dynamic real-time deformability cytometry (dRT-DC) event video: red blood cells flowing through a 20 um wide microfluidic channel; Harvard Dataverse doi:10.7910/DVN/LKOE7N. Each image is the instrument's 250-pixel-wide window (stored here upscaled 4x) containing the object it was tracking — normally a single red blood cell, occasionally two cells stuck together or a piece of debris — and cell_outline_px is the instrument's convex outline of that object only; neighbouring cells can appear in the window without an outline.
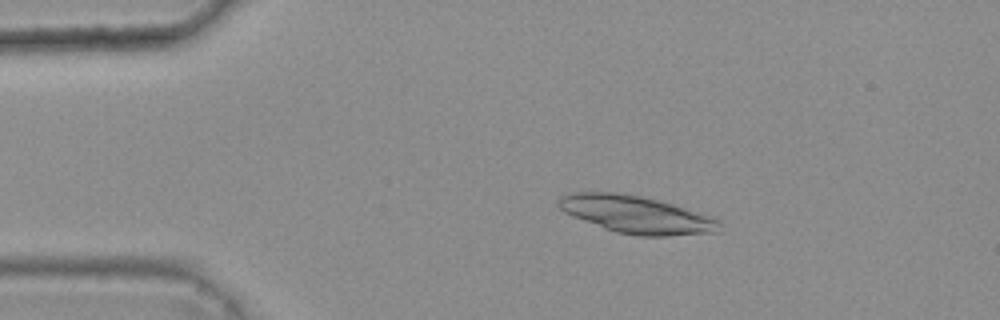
{"species": "common noctule bat (a hibernating species)", "species_latin": "Nyctalus noctula", "temperature_condition": "warm", "stored_images_in_passage": 4, "camera_frame_rate_fps": 3000, "um_per_image_px": 0.085, "animal": {"sex": "female", "body_mass_g": 25.1}, "frame": {"image": 1, "passage_image": 2, "time_ms": 0.333, "image_size_px": [1000, 320], "cell_outline_px": [[720, 232], [668, 236], [640, 236], [616, 232], [604, 228], [572, 216], [564, 212], [556, 204], [556, 200], [560, 196], [568, 192], [616, 192], [640, 196], [660, 200], [712, 216], [720, 220]], "centroid_in_image_um": [54.08, 18.23], "position_along_channel_um": 30.9, "area_um2": 35.37}}